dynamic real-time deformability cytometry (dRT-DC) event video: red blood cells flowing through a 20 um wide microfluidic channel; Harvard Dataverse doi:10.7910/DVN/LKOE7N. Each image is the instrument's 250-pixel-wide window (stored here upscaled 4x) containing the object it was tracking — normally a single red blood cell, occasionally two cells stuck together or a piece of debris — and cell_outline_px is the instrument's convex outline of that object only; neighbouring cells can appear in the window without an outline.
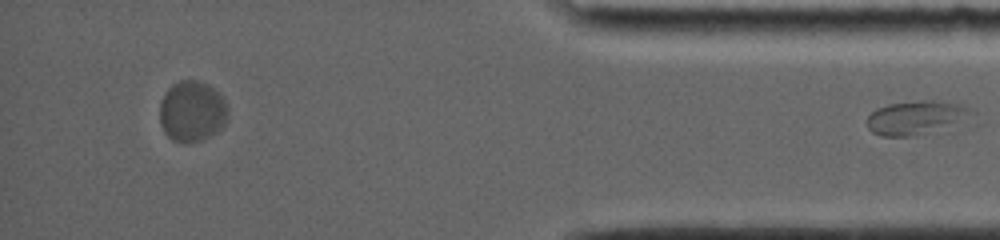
{"species": "common noctule bat (a hibernating species)", "species_latin": "Nyctalus noctula", "temperature_condition": "room temperature", "stored_images_in_passage": 33, "segment_of_instrument_passage": [2, 2], "camera_frame_rate_fps": 4000, "um_per_image_px": 0.085, "animal": {"sex": "female", "body_mass_g": 19.0, "forearm_length_mm": 56.7}, "frame": {"image": 1, "passage_image": 33, "time_ms": 14.25, "image_size_px": [1000, 240], "cell_outline_px": [[984, 124], [916, 136], [880, 136], [872, 132], [868, 128], [868, 116], [876, 108], [888, 104], [924, 100], [932, 100], [956, 104], [972, 108], [976, 112]], "centroid_in_image_um": [78.27, 10.06], "position_along_channel_um": 356.9, "area_um2": 22.83}}